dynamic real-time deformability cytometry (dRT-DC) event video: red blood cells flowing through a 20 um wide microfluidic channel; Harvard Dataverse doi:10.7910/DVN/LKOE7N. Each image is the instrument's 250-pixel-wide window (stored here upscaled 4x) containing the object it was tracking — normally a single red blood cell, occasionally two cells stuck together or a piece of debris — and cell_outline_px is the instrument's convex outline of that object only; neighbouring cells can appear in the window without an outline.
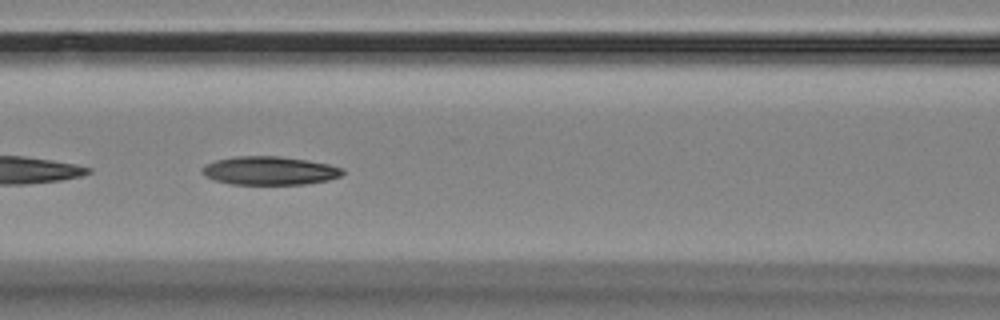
{"species": "Egyptian fruit bat (a non-hibernating species)", "species_latin": "Rousettus aegyptiacus", "temperature_condition": "room temperature", "stored_images_in_passage": 16, "camera_frame_rate_fps": 3000, "um_per_image_px": 0.085, "animal": {"sex": "female"}, "frame": {"image": 1, "passage_image": 7, "time_ms": 6.667, "image_size_px": [1000, 320], "cell_outline_px": [[344, 172], [340, 176], [328, 180], [304, 184], [232, 184], [216, 180], [208, 176], [204, 172], [204, 168], [208, 164], [216, 160], [236, 156], [276, 156], [308, 160], [328, 164], [344, 168]], "centroid_in_image_um": [22.99, 14.5], "position_along_channel_um": 143.6, "area_um2": 22.89}}
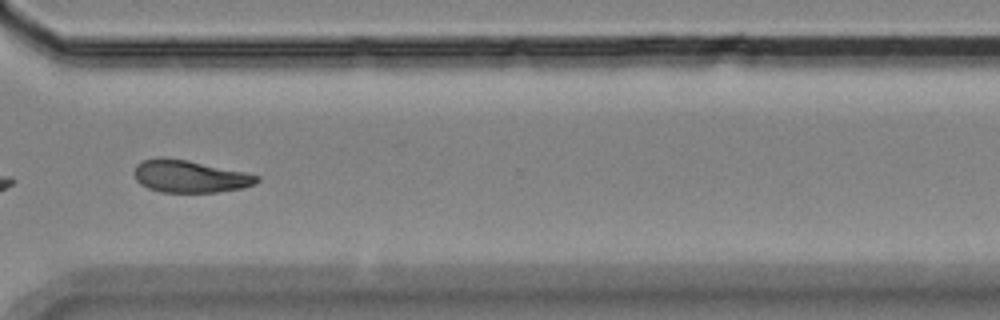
{"frame": {"image": 2, "passage_image": 12, "time_ms": 12.667, "image_size_px": [1000, 320], "cell_outline_px": [[260, 180], [256, 184], [244, 188], [216, 192], [160, 192], [148, 188], [140, 184], [136, 180], [132, 172], [136, 164], [140, 160], [156, 156], [160, 156], [188, 160], [244, 172], [260, 176]], "centroid_in_image_um": [16.08, 14.98], "position_along_channel_um": 354.5, "area_um2": 23.52}}
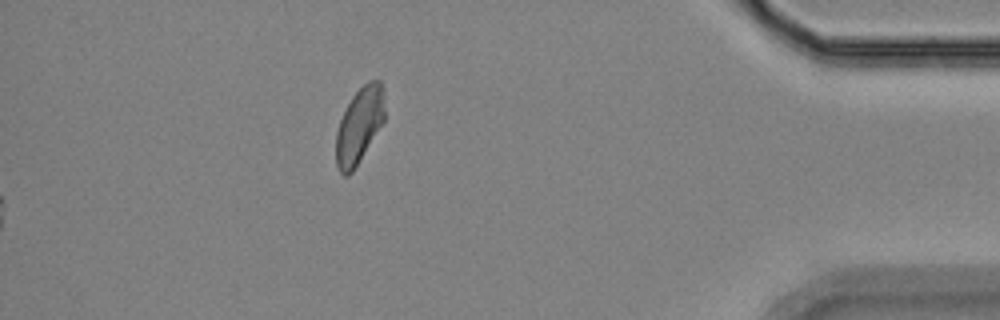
{"frame": {"image": 3, "passage_image": 16, "time_ms": 18.0, "image_size_px": [1000, 320], "cell_outline_px": [[384, 120], [352, 172], [348, 176], [344, 176], [336, 168], [336, 132], [340, 120], [352, 96], [368, 80], [380, 80], [384, 96]], "centroid_in_image_um": [30.52, 10.67], "position_along_channel_um": 404.7, "area_um2": 21.15}, "authors_computed_cell_mechanics": {"area_um2": 23.6113, "velocity_mm_per_s": 3.5198, "shape_relaxation_time_tau1_ms": 4.6456, "shape_relaxation_time_tau2_ms": null, "deformation_change_tau1": 0.1144, "deformation_change_tau2": null}}